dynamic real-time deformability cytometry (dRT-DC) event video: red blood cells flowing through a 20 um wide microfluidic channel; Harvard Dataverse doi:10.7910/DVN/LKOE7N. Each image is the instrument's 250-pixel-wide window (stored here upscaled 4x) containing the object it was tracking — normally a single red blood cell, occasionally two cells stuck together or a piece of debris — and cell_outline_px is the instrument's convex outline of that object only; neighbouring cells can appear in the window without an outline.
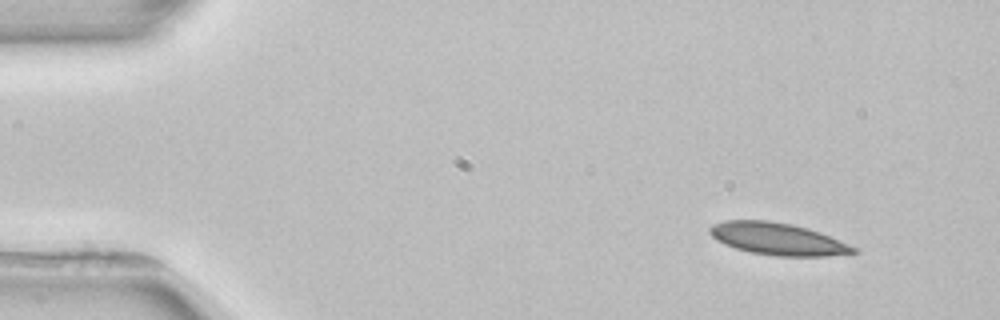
{"species": "common noctule bat (a hibernating species)", "species_latin": "Nyctalus noctula", "temperature_condition": "room temperature", "stored_images_in_passage": 4, "camera_frame_rate_fps": 3000, "um_per_image_px": 0.085, "animal": {"sex": "female", "body_mass_g": 22.7, "forearm_length_mm": 54.2}, "frame": {"image": 1, "passage_image": 1, "time_ms": 0.0, "image_size_px": [1000, 320], "cell_outline_px": [[860, 252], [828, 256], [776, 256], [752, 252], [736, 248], [724, 244], [716, 240], [708, 232], [708, 228], [712, 224], [724, 220], [768, 220], [792, 224], [808, 228], [820, 232], [848, 244], [856, 248]], "centroid_in_image_um": [66.08, 20.3], "position_along_channel_um": 18.9, "area_um2": 26.93}}
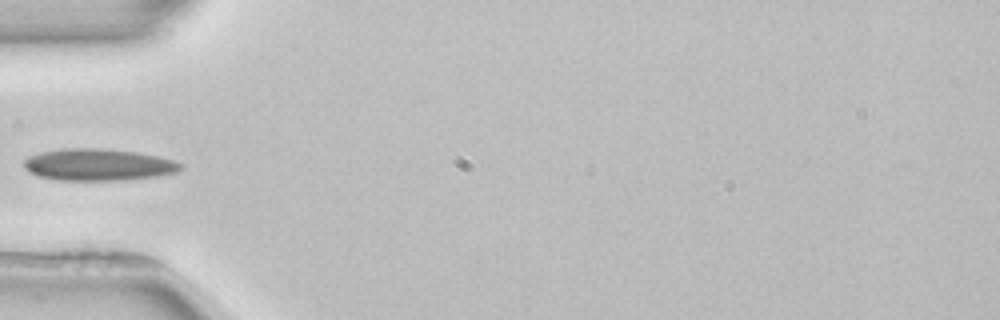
{"frame": {"image": 2, "passage_image": 4, "time_ms": 4.0, "image_size_px": [1000, 320], "cell_outline_px": [[184, 168], [176, 172], [156, 176], [124, 180], [56, 180], [40, 176], [28, 172], [24, 168], [24, 160], [28, 156], [40, 152], [68, 148], [100, 148], [136, 152], [156, 156], [172, 160], [184, 164]], "centroid_in_image_um": [8.34, 14.0], "position_along_channel_um": 76.7, "area_um2": 29.07}}